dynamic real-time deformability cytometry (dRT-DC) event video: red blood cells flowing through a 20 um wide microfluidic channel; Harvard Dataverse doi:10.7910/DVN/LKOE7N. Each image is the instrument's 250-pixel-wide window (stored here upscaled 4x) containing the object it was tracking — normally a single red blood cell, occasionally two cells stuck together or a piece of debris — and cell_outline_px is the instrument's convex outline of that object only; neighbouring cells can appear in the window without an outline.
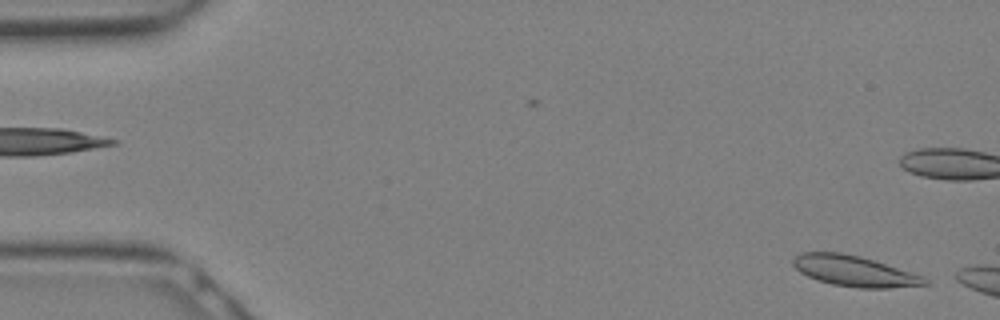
{"species": "Egyptian fruit bat (a non-hibernating species)", "species_latin": "Rousettus aegyptiacus", "temperature_condition": "warm", "stored_images_in_passage": 6, "camera_frame_rate_fps": 3000, "um_per_image_px": 0.085, "animal": {"sex": "female"}, "frame": {"image": 1, "passage_image": 1, "time_ms": 0.0, "image_size_px": [1000, 320], "cell_outline_px": [[928, 284], [888, 288], [860, 288], [832, 284], [816, 280], [800, 272], [792, 264], [792, 260], [800, 252], [840, 252], [860, 256], [924, 276], [928, 280]], "centroid_in_image_um": [72.59, 23.04], "position_along_channel_um": 12.4, "area_um2": 23.41}}